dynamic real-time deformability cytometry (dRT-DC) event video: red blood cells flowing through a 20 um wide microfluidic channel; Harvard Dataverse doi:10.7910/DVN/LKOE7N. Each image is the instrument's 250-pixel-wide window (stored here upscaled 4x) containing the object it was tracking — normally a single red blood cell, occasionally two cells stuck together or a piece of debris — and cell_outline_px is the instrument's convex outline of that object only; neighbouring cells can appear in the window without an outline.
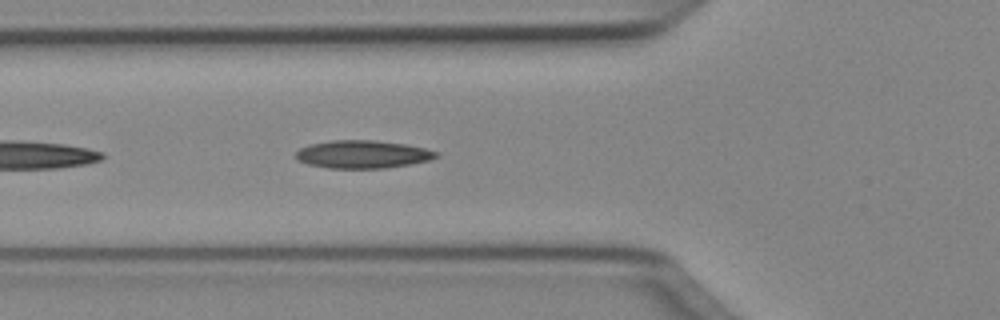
{"species": "Egyptian fruit bat (a non-hibernating species)", "species_latin": "Rousettus aegyptiacus", "temperature_condition": "cold", "stored_images_in_passage": 7, "camera_frame_rate_fps": 3000, "um_per_image_px": 0.085, "animal": {"sex": "female"}, "frame": {"image": 1, "passage_image": 4, "time_ms": 1.0, "image_size_px": [1000, 320], "cell_outline_px": [[440, 156], [428, 160], [408, 164], [384, 168], [328, 168], [308, 164], [296, 160], [296, 152], [300, 148], [308, 144], [332, 140], [376, 140], [404, 144], [424, 148], [440, 152]], "centroid_in_image_um": [30.8, 13.11], "position_along_channel_um": 95.0, "area_um2": 22.83}}